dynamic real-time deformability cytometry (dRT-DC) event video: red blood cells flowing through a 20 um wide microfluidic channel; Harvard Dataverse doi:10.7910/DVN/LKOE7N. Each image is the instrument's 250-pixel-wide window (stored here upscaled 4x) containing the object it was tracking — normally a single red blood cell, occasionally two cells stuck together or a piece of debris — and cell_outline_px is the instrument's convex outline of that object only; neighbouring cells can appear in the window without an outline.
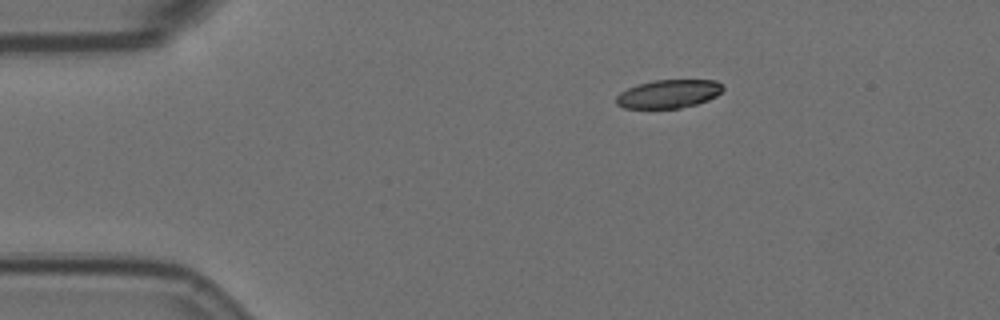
{"species": "Egyptian fruit bat (a non-hibernating species)", "species_latin": "Rousettus aegyptiacus", "temperature_condition": "room temperature", "stored_images_in_passage": 40, "camera_frame_rate_fps": 3000, "um_per_image_px": 0.085, "animal": {"sex": "female"}, "frame": {"image": 1, "passage_image": 1, "time_ms": 0.0, "image_size_px": [1000, 320], "cell_outline_px": [[724, 88], [716, 96], [708, 100], [696, 104], [680, 108], [624, 108], [616, 104], [616, 96], [620, 92], [636, 84], [656, 80], [716, 80], [724, 84]], "centroid_in_image_um": [56.84, 7.97], "position_along_channel_um": 28.2, "area_um2": 17.74}}
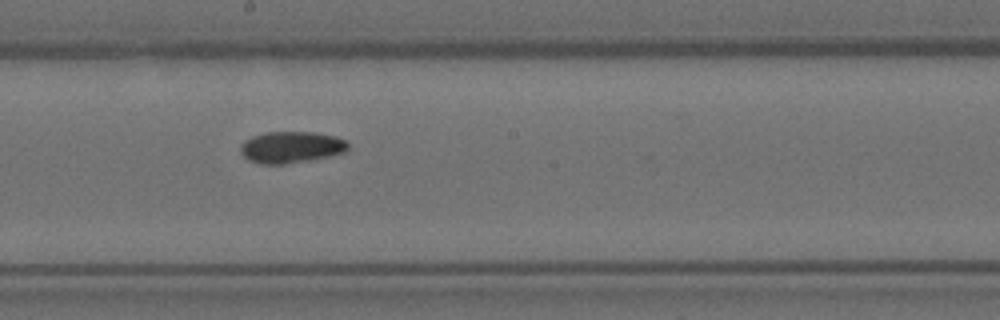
{"frame": {"image": 2, "passage_image": 22, "time_ms": 7.0, "image_size_px": [1000, 320], "cell_outline_px": [[348, 148], [344, 152], [328, 156], [308, 160], [284, 164], [260, 164], [248, 160], [240, 152], [240, 144], [244, 140], [252, 136], [268, 132], [312, 132], [336, 136], [348, 140]], "centroid_in_image_um": [24.73, 12.5], "position_along_channel_um": 223.5, "area_um2": 19.83}}
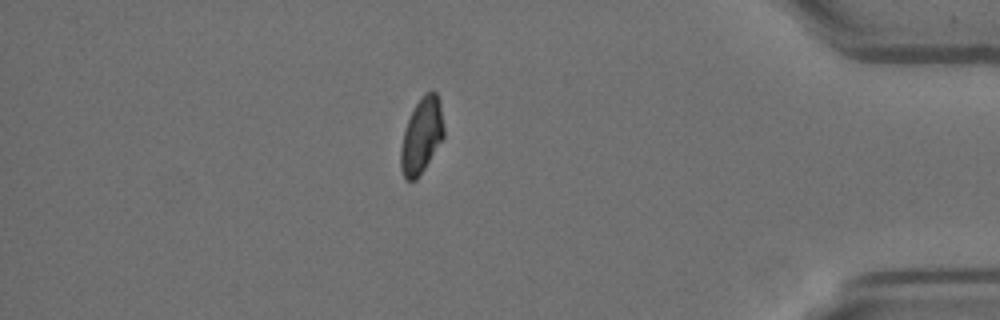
{"frame": {"image": 3, "passage_image": 40, "time_ms": 13.0, "image_size_px": [1000, 320], "cell_outline_px": [[444, 136], [424, 168], [416, 180], [408, 180], [404, 176], [400, 168], [400, 148], [404, 132], [408, 120], [416, 104], [424, 92], [432, 88], [436, 92], [440, 100], [444, 128]], "centroid_in_image_um": [35.84, 11.48], "position_along_channel_um": 399.4, "area_um2": 18.84}, "authors_computed_cell_mechanics": {"area_um2": 19.3052, "velocity_mm_per_s": 3.5856, "shape_relaxation_time_tau1_ms": 10.6733, "shape_relaxation_time_tau2_ms": 7.5267, "deformation_change_tau1": 0.1726, "deformation_change_tau2": 0.1142}}